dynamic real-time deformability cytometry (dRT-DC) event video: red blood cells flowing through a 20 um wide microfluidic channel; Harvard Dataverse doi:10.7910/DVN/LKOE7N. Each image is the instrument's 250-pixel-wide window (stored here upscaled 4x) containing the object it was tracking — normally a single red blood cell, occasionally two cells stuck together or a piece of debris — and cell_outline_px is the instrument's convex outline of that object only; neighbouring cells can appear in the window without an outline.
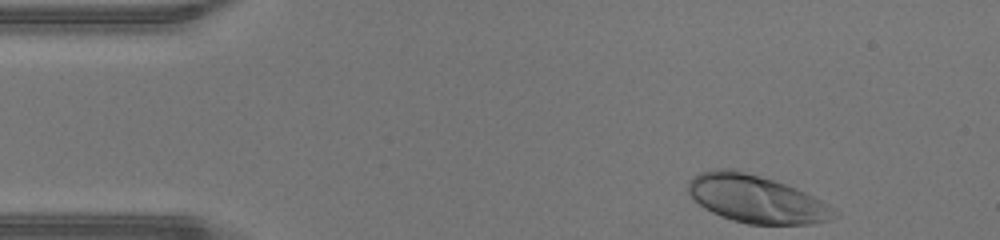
{"species": "human", "species_latin": "Homo sapiens", "temperature_condition": "warm", "stored_images_in_passage": 34, "camera_frame_rate_fps": 3000, "um_per_image_px": 0.085, "donor": {"sex": "male"}, "frame": {"image": 1, "passage_image": 1, "time_ms": 0.0, "image_size_px": [1000, 240], "cell_outline_px": [[840, 212], [836, 216], [828, 220], [812, 224], [748, 224], [732, 220], [720, 216], [704, 208], [688, 192], [688, 180], [692, 176], [700, 172], [716, 168], [732, 168], [772, 180], [796, 188], [828, 204]], "centroid_in_image_um": [64.26, 16.91], "position_along_channel_um": 20.7, "area_um2": 40.4}}
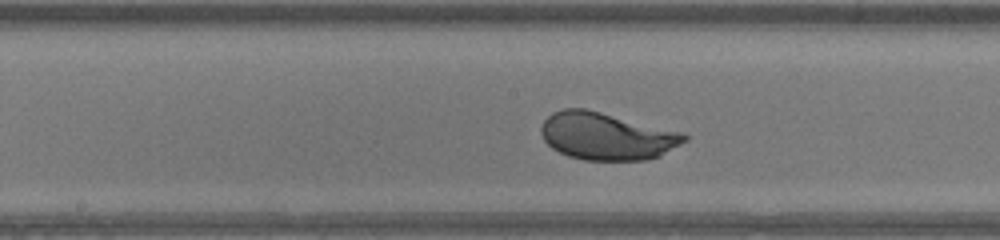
{"frame": {"image": 2, "passage_image": 19, "time_ms": 6.0, "image_size_px": [1000, 240], "cell_outline_px": [[688, 140], [660, 156], [644, 160], [584, 160], [568, 156], [552, 148], [544, 140], [540, 132], [540, 128], [544, 120], [552, 112], [564, 108], [588, 108], [684, 132], [688, 136]], "centroid_in_image_um": [51.58, 11.56], "position_along_channel_um": 196.6, "area_um2": 40.0}}
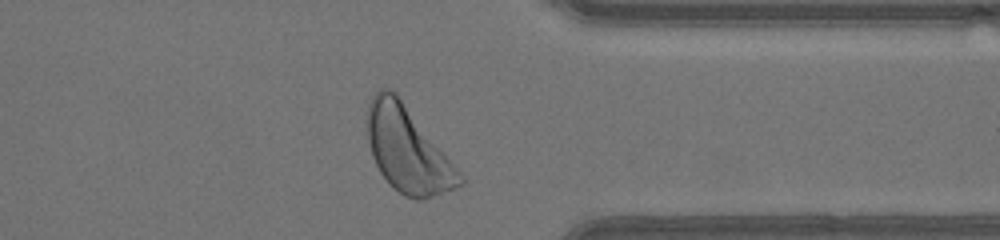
{"frame": {"image": 3, "passage_image": 32, "time_ms": 10.333, "image_size_px": [1000, 240], "cell_outline_px": [[464, 184], [424, 200], [416, 200], [404, 196], [380, 172], [372, 156], [368, 140], [368, 104], [372, 96], [380, 88], [388, 88], [396, 92], [464, 176]], "centroid_in_image_um": [34.66, 12.72], "position_along_channel_um": 376.7, "area_um2": 45.55}, "authors_computed_cell_mechanics": {"area_um2": 39.4774, "velocity_mm_per_s": 4.3376, "shape_relaxation_time_tau1_ms": 1.6343, "shape_relaxation_time_tau2_ms": null, "deformation_change_tau1": 0.1406, "deformation_change_tau2": null}}